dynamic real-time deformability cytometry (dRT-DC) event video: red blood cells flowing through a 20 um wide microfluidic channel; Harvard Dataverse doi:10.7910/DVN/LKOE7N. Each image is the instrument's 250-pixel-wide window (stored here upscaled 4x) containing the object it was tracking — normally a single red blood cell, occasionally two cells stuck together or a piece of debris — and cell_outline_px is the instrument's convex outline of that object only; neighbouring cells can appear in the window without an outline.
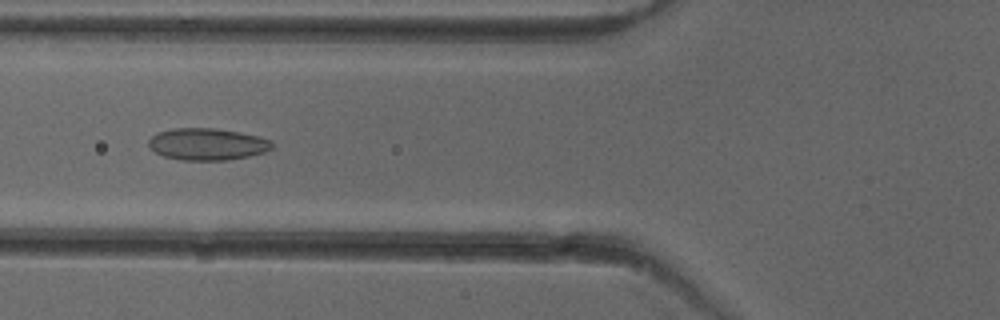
{"species": "common noctule bat (a hibernating species)", "species_latin": "Nyctalus noctula", "temperature_condition": "cold", "stored_images_in_passage": 52, "camera_frame_rate_fps": 3000, "um_per_image_px": 0.085, "animal": {"sex": "female"}, "frame": {"image": 1, "passage_image": 20, "time_ms": 6.333, "image_size_px": [1000, 320], "cell_outline_px": [[272, 148], [264, 152], [248, 156], [228, 160], [180, 160], [164, 156], [148, 148], [148, 140], [156, 132], [172, 128], [212, 128], [236, 132], [256, 136], [272, 140]], "centroid_in_image_um": [17.56, 12.25], "position_along_channel_um": 108.2, "area_um2": 22.89}}
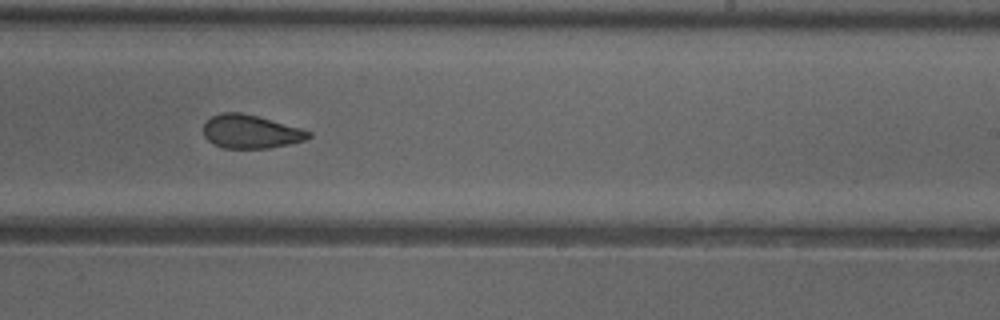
{"frame": {"image": 2, "passage_image": 32, "time_ms": 10.333, "image_size_px": [1000, 320], "cell_outline_px": [[312, 136], [304, 140], [288, 144], [268, 148], [224, 148], [208, 140], [204, 136], [204, 124], [212, 116], [220, 112], [240, 112], [256, 116], [300, 128], [312, 132]], "centroid_in_image_um": [21.3, 11.18], "position_along_channel_um": 267.7, "area_um2": 20.23}}
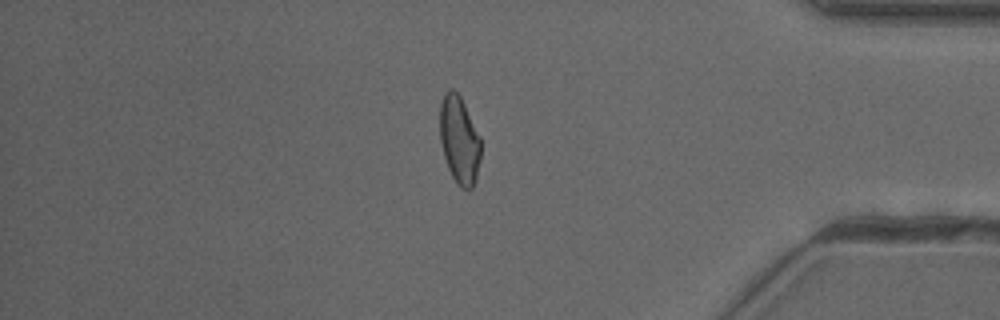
{"frame": {"image": 3, "passage_image": 44, "time_ms": 14.333, "image_size_px": [1000, 320], "cell_outline_px": [[480, 160], [476, 176], [472, 188], [468, 192], [460, 188], [452, 176], [448, 168], [444, 156], [440, 140], [440, 104], [444, 92], [448, 88], [452, 88], [460, 96], [480, 136]], "centroid_in_image_um": [39.03, 11.91], "position_along_channel_um": 396.2, "area_um2": 20.98}, "authors_computed_cell_mechanics": {"area_um2": 21.6461, "velocity_mm_per_s": 3.995, "shape_relaxation_time_tau1_ms": 8.7924, "shape_relaxation_time_tau2_ms": 1.8416, "deformation_change_tau1": 0.1961, "deformation_change_tau2": 0.0814}}